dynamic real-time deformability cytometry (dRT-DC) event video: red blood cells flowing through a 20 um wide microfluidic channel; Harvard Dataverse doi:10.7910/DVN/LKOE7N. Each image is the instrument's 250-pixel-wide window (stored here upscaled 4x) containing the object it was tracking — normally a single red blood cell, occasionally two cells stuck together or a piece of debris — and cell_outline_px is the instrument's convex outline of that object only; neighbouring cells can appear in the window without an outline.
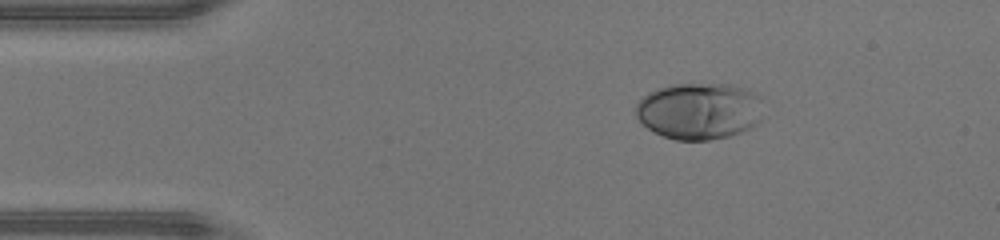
{"species": "human", "species_latin": "Homo sapiens", "temperature_condition": "warm", "stored_images_in_passage": 39, "camera_frame_rate_fps": 3000, "um_per_image_px": 0.085, "donor": {"sex": "male"}, "frame": {"image": 1, "passage_image": 1, "time_ms": 0.0, "image_size_px": [1000, 240], "cell_outline_px": [[760, 120], [756, 124], [740, 132], [728, 136], [708, 140], [676, 140], [664, 136], [648, 128], [636, 116], [636, 104], [648, 92], [656, 88], [672, 84], [732, 84], [752, 92], [760, 96]], "centroid_in_image_um": [59.41, 9.42], "position_along_channel_um": 25.6, "area_um2": 41.85}}
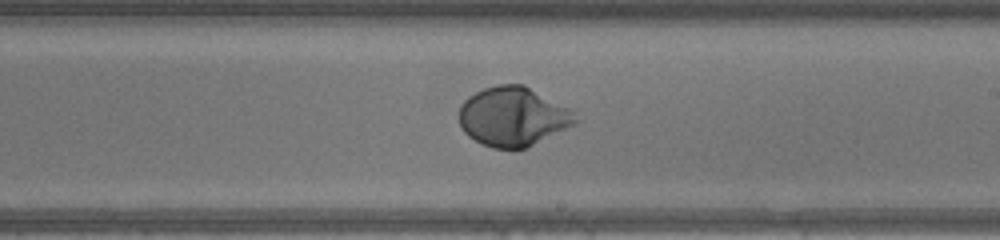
{"frame": {"image": 2, "passage_image": 20, "time_ms": 6.333, "image_size_px": [1000, 240], "cell_outline_px": [[580, 120], [576, 124], [524, 148], [492, 148], [468, 136], [460, 128], [460, 104], [468, 96], [484, 88], [496, 84], [524, 84], [568, 108]], "centroid_in_image_um": [43.58, 9.89], "position_along_channel_um": 245.4, "area_um2": 39.82}}
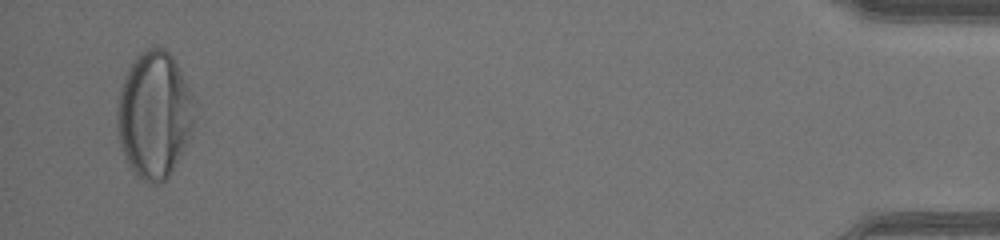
{"frame": {"image": 3, "passage_image": 38, "time_ms": 12.333, "image_size_px": [1000, 240], "cell_outline_px": [[192, 132], [184, 148], [168, 176], [160, 184], [148, 184], [132, 172], [124, 156], [116, 132], [116, 108], [120, 88], [124, 76], [128, 68], [136, 56], [144, 48], [164, 48], [172, 56], [192, 96]], "centroid_in_image_um": [13.05, 9.78], "position_along_channel_um": 422.2, "area_um2": 56.76}, "authors_computed_cell_mechanics": {"area_um2": 39.8242, "velocity_mm_per_s": 4.4609, "shape_relaxation_time_tau1_ms": 2.7777, "shape_relaxation_time_tau2_ms": null, "deformation_change_tau1": 0.1858, "deformation_change_tau2": null}}